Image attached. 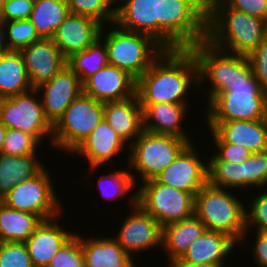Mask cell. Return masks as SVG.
Listing matches in <instances>:
<instances>
[{"label":"cell","mask_w":267,"mask_h":267,"mask_svg":"<svg viewBox=\"0 0 267 267\" xmlns=\"http://www.w3.org/2000/svg\"><path fill=\"white\" fill-rule=\"evenodd\" d=\"M114 23L150 36L165 50L207 40V16L193 0H120Z\"/></svg>","instance_id":"obj_1"},{"label":"cell","mask_w":267,"mask_h":267,"mask_svg":"<svg viewBox=\"0 0 267 267\" xmlns=\"http://www.w3.org/2000/svg\"><path fill=\"white\" fill-rule=\"evenodd\" d=\"M192 88L198 89V65L189 48L165 50L136 80L140 104L190 103Z\"/></svg>","instance_id":"obj_2"},{"label":"cell","mask_w":267,"mask_h":267,"mask_svg":"<svg viewBox=\"0 0 267 267\" xmlns=\"http://www.w3.org/2000/svg\"><path fill=\"white\" fill-rule=\"evenodd\" d=\"M267 38L266 19L219 5L207 17V41L229 53L248 56Z\"/></svg>","instance_id":"obj_3"},{"label":"cell","mask_w":267,"mask_h":267,"mask_svg":"<svg viewBox=\"0 0 267 267\" xmlns=\"http://www.w3.org/2000/svg\"><path fill=\"white\" fill-rule=\"evenodd\" d=\"M198 65V91L201 94L206 83L208 105L218 94L225 92L229 86L247 83L253 77L252 66L247 56L229 53L214 47L207 40L189 48ZM209 81V82H208ZM203 83V84H202ZM204 85V86H203ZM208 86V87H207Z\"/></svg>","instance_id":"obj_4"},{"label":"cell","mask_w":267,"mask_h":267,"mask_svg":"<svg viewBox=\"0 0 267 267\" xmlns=\"http://www.w3.org/2000/svg\"><path fill=\"white\" fill-rule=\"evenodd\" d=\"M231 191L236 192L207 183L194 197V215L206 230L225 233L240 244L246 232V204Z\"/></svg>","instance_id":"obj_5"},{"label":"cell","mask_w":267,"mask_h":267,"mask_svg":"<svg viewBox=\"0 0 267 267\" xmlns=\"http://www.w3.org/2000/svg\"><path fill=\"white\" fill-rule=\"evenodd\" d=\"M109 26H102L99 36L106 45L109 64L125 70L136 80L165 51L148 35L124 30L115 23Z\"/></svg>","instance_id":"obj_6"},{"label":"cell","mask_w":267,"mask_h":267,"mask_svg":"<svg viewBox=\"0 0 267 267\" xmlns=\"http://www.w3.org/2000/svg\"><path fill=\"white\" fill-rule=\"evenodd\" d=\"M190 144L185 138L150 133L145 130L129 146L127 163L137 186L138 181L154 179ZM132 170H135L134 173ZM136 173V174H135ZM138 183V184H137Z\"/></svg>","instance_id":"obj_7"},{"label":"cell","mask_w":267,"mask_h":267,"mask_svg":"<svg viewBox=\"0 0 267 267\" xmlns=\"http://www.w3.org/2000/svg\"><path fill=\"white\" fill-rule=\"evenodd\" d=\"M207 107V108H206ZM204 121L261 120L267 118V91L253 77L229 86L206 105Z\"/></svg>","instance_id":"obj_8"},{"label":"cell","mask_w":267,"mask_h":267,"mask_svg":"<svg viewBox=\"0 0 267 267\" xmlns=\"http://www.w3.org/2000/svg\"><path fill=\"white\" fill-rule=\"evenodd\" d=\"M103 118L104 102L82 93L53 126L52 148L72 154Z\"/></svg>","instance_id":"obj_9"},{"label":"cell","mask_w":267,"mask_h":267,"mask_svg":"<svg viewBox=\"0 0 267 267\" xmlns=\"http://www.w3.org/2000/svg\"><path fill=\"white\" fill-rule=\"evenodd\" d=\"M48 170L45 165L38 174L17 183L0 201L10 208L36 214L43 220L65 214L64 204L56 195L53 175Z\"/></svg>","instance_id":"obj_10"},{"label":"cell","mask_w":267,"mask_h":267,"mask_svg":"<svg viewBox=\"0 0 267 267\" xmlns=\"http://www.w3.org/2000/svg\"><path fill=\"white\" fill-rule=\"evenodd\" d=\"M140 183L143 184L137 187V204L161 227L194 215L191 193L163 185L155 178Z\"/></svg>","instance_id":"obj_11"},{"label":"cell","mask_w":267,"mask_h":267,"mask_svg":"<svg viewBox=\"0 0 267 267\" xmlns=\"http://www.w3.org/2000/svg\"><path fill=\"white\" fill-rule=\"evenodd\" d=\"M0 121L6 128L33 135L41 144L48 140L52 148L53 125L48 121L36 89L0 99ZM48 137V139H47Z\"/></svg>","instance_id":"obj_12"},{"label":"cell","mask_w":267,"mask_h":267,"mask_svg":"<svg viewBox=\"0 0 267 267\" xmlns=\"http://www.w3.org/2000/svg\"><path fill=\"white\" fill-rule=\"evenodd\" d=\"M129 210L128 216L119 226L116 237L114 235L123 250L134 260L135 255L161 249L162 227L160 224L138 204Z\"/></svg>","instance_id":"obj_13"},{"label":"cell","mask_w":267,"mask_h":267,"mask_svg":"<svg viewBox=\"0 0 267 267\" xmlns=\"http://www.w3.org/2000/svg\"><path fill=\"white\" fill-rule=\"evenodd\" d=\"M194 144L195 142L190 143L155 179L163 185L191 193L195 197L208 183V168L206 159H203V154Z\"/></svg>","instance_id":"obj_14"},{"label":"cell","mask_w":267,"mask_h":267,"mask_svg":"<svg viewBox=\"0 0 267 267\" xmlns=\"http://www.w3.org/2000/svg\"><path fill=\"white\" fill-rule=\"evenodd\" d=\"M48 121L54 126L66 108L83 93L78 75L67 65L37 89Z\"/></svg>","instance_id":"obj_15"},{"label":"cell","mask_w":267,"mask_h":267,"mask_svg":"<svg viewBox=\"0 0 267 267\" xmlns=\"http://www.w3.org/2000/svg\"><path fill=\"white\" fill-rule=\"evenodd\" d=\"M205 122L212 142L241 145L252 153L267 151V118Z\"/></svg>","instance_id":"obj_16"},{"label":"cell","mask_w":267,"mask_h":267,"mask_svg":"<svg viewBox=\"0 0 267 267\" xmlns=\"http://www.w3.org/2000/svg\"><path fill=\"white\" fill-rule=\"evenodd\" d=\"M129 145L114 131L103 118L89 136L72 152L77 157L87 160L89 170L97 171L105 164H113V159Z\"/></svg>","instance_id":"obj_17"},{"label":"cell","mask_w":267,"mask_h":267,"mask_svg":"<svg viewBox=\"0 0 267 267\" xmlns=\"http://www.w3.org/2000/svg\"><path fill=\"white\" fill-rule=\"evenodd\" d=\"M32 89L51 80L66 65V59L52 39L42 38L20 50Z\"/></svg>","instance_id":"obj_18"},{"label":"cell","mask_w":267,"mask_h":267,"mask_svg":"<svg viewBox=\"0 0 267 267\" xmlns=\"http://www.w3.org/2000/svg\"><path fill=\"white\" fill-rule=\"evenodd\" d=\"M83 94L104 103L126 100L136 95V79L108 64L83 83Z\"/></svg>","instance_id":"obj_19"},{"label":"cell","mask_w":267,"mask_h":267,"mask_svg":"<svg viewBox=\"0 0 267 267\" xmlns=\"http://www.w3.org/2000/svg\"><path fill=\"white\" fill-rule=\"evenodd\" d=\"M143 109V130L163 135H172L194 142L191 131L186 130L184 120L188 114L190 105L188 103H156L140 104Z\"/></svg>","instance_id":"obj_20"},{"label":"cell","mask_w":267,"mask_h":267,"mask_svg":"<svg viewBox=\"0 0 267 267\" xmlns=\"http://www.w3.org/2000/svg\"><path fill=\"white\" fill-rule=\"evenodd\" d=\"M101 28L102 25L90 17L70 13L51 39L67 59L92 45L99 38Z\"/></svg>","instance_id":"obj_21"},{"label":"cell","mask_w":267,"mask_h":267,"mask_svg":"<svg viewBox=\"0 0 267 267\" xmlns=\"http://www.w3.org/2000/svg\"><path fill=\"white\" fill-rule=\"evenodd\" d=\"M63 216L43 220L25 241L34 267H46L61 246L75 234L59 222Z\"/></svg>","instance_id":"obj_22"},{"label":"cell","mask_w":267,"mask_h":267,"mask_svg":"<svg viewBox=\"0 0 267 267\" xmlns=\"http://www.w3.org/2000/svg\"><path fill=\"white\" fill-rule=\"evenodd\" d=\"M239 244L230 236L218 231L205 230L200 237L191 243L184 254L174 261L201 264L215 263L227 267L231 253ZM229 257V259H228ZM231 265H228L230 267Z\"/></svg>","instance_id":"obj_23"},{"label":"cell","mask_w":267,"mask_h":267,"mask_svg":"<svg viewBox=\"0 0 267 267\" xmlns=\"http://www.w3.org/2000/svg\"><path fill=\"white\" fill-rule=\"evenodd\" d=\"M74 231L80 237L85 267H137L138 262L123 250L113 235L90 238Z\"/></svg>","instance_id":"obj_24"},{"label":"cell","mask_w":267,"mask_h":267,"mask_svg":"<svg viewBox=\"0 0 267 267\" xmlns=\"http://www.w3.org/2000/svg\"><path fill=\"white\" fill-rule=\"evenodd\" d=\"M104 119L130 146L143 131V109L137 95L104 103Z\"/></svg>","instance_id":"obj_25"},{"label":"cell","mask_w":267,"mask_h":267,"mask_svg":"<svg viewBox=\"0 0 267 267\" xmlns=\"http://www.w3.org/2000/svg\"><path fill=\"white\" fill-rule=\"evenodd\" d=\"M205 230V225L195 215L162 227L161 249L166 252L167 264L179 259Z\"/></svg>","instance_id":"obj_26"},{"label":"cell","mask_w":267,"mask_h":267,"mask_svg":"<svg viewBox=\"0 0 267 267\" xmlns=\"http://www.w3.org/2000/svg\"><path fill=\"white\" fill-rule=\"evenodd\" d=\"M40 157L37 154L25 156L0 154V200L17 183L30 179L45 167Z\"/></svg>","instance_id":"obj_27"},{"label":"cell","mask_w":267,"mask_h":267,"mask_svg":"<svg viewBox=\"0 0 267 267\" xmlns=\"http://www.w3.org/2000/svg\"><path fill=\"white\" fill-rule=\"evenodd\" d=\"M31 89L20 51L6 50L0 56V99L22 94Z\"/></svg>","instance_id":"obj_28"},{"label":"cell","mask_w":267,"mask_h":267,"mask_svg":"<svg viewBox=\"0 0 267 267\" xmlns=\"http://www.w3.org/2000/svg\"><path fill=\"white\" fill-rule=\"evenodd\" d=\"M43 219L6 206L0 201V242H25Z\"/></svg>","instance_id":"obj_29"},{"label":"cell","mask_w":267,"mask_h":267,"mask_svg":"<svg viewBox=\"0 0 267 267\" xmlns=\"http://www.w3.org/2000/svg\"><path fill=\"white\" fill-rule=\"evenodd\" d=\"M70 13L66 0H35L29 20L41 38L51 39Z\"/></svg>","instance_id":"obj_30"},{"label":"cell","mask_w":267,"mask_h":267,"mask_svg":"<svg viewBox=\"0 0 267 267\" xmlns=\"http://www.w3.org/2000/svg\"><path fill=\"white\" fill-rule=\"evenodd\" d=\"M123 169V170H122ZM122 169H115L112 173L102 174L99 176L97 182V189L101 193V197L106 199V201H123L125 196L129 208H132L137 204V185L133 179V175L131 174L130 169L127 167ZM129 169V170H127ZM135 189V192H133ZM132 191V192H131ZM133 193L131 195V193ZM118 199V200H117Z\"/></svg>","instance_id":"obj_31"},{"label":"cell","mask_w":267,"mask_h":267,"mask_svg":"<svg viewBox=\"0 0 267 267\" xmlns=\"http://www.w3.org/2000/svg\"><path fill=\"white\" fill-rule=\"evenodd\" d=\"M108 64V51L100 38L85 50L66 59V65L78 75L82 84Z\"/></svg>","instance_id":"obj_32"},{"label":"cell","mask_w":267,"mask_h":267,"mask_svg":"<svg viewBox=\"0 0 267 267\" xmlns=\"http://www.w3.org/2000/svg\"><path fill=\"white\" fill-rule=\"evenodd\" d=\"M207 168L208 184L214 187L238 190V193L244 192L241 163H227L211 153L207 159Z\"/></svg>","instance_id":"obj_33"},{"label":"cell","mask_w":267,"mask_h":267,"mask_svg":"<svg viewBox=\"0 0 267 267\" xmlns=\"http://www.w3.org/2000/svg\"><path fill=\"white\" fill-rule=\"evenodd\" d=\"M6 50L20 51L42 38L29 19L2 22Z\"/></svg>","instance_id":"obj_34"},{"label":"cell","mask_w":267,"mask_h":267,"mask_svg":"<svg viewBox=\"0 0 267 267\" xmlns=\"http://www.w3.org/2000/svg\"><path fill=\"white\" fill-rule=\"evenodd\" d=\"M70 12L90 17L102 26L114 23L115 6L110 0H66Z\"/></svg>","instance_id":"obj_35"},{"label":"cell","mask_w":267,"mask_h":267,"mask_svg":"<svg viewBox=\"0 0 267 267\" xmlns=\"http://www.w3.org/2000/svg\"><path fill=\"white\" fill-rule=\"evenodd\" d=\"M254 192L255 196L252 195V198L250 197L251 200L248 199L246 203V205L248 204V207H245L246 232L239 244V248H242L246 244L249 245L246 239L249 236V232L252 231L251 229L253 231H267V188L265 190L263 188L261 190L259 189L258 194L256 191Z\"/></svg>","instance_id":"obj_36"},{"label":"cell","mask_w":267,"mask_h":267,"mask_svg":"<svg viewBox=\"0 0 267 267\" xmlns=\"http://www.w3.org/2000/svg\"><path fill=\"white\" fill-rule=\"evenodd\" d=\"M243 189L267 188V151L255 152L241 163ZM258 188V189H257Z\"/></svg>","instance_id":"obj_37"},{"label":"cell","mask_w":267,"mask_h":267,"mask_svg":"<svg viewBox=\"0 0 267 267\" xmlns=\"http://www.w3.org/2000/svg\"><path fill=\"white\" fill-rule=\"evenodd\" d=\"M42 144L31 134L7 128L0 154L12 156H25L39 153ZM38 151V152H37Z\"/></svg>","instance_id":"obj_38"},{"label":"cell","mask_w":267,"mask_h":267,"mask_svg":"<svg viewBox=\"0 0 267 267\" xmlns=\"http://www.w3.org/2000/svg\"><path fill=\"white\" fill-rule=\"evenodd\" d=\"M46 267H85L80 237L75 233L61 246Z\"/></svg>","instance_id":"obj_39"},{"label":"cell","mask_w":267,"mask_h":267,"mask_svg":"<svg viewBox=\"0 0 267 267\" xmlns=\"http://www.w3.org/2000/svg\"><path fill=\"white\" fill-rule=\"evenodd\" d=\"M0 267H34L25 242H0Z\"/></svg>","instance_id":"obj_40"},{"label":"cell","mask_w":267,"mask_h":267,"mask_svg":"<svg viewBox=\"0 0 267 267\" xmlns=\"http://www.w3.org/2000/svg\"><path fill=\"white\" fill-rule=\"evenodd\" d=\"M212 145H214V152L212 149V153L219 160L227 163H242L252 154L246 147L237 144L213 142Z\"/></svg>","instance_id":"obj_41"},{"label":"cell","mask_w":267,"mask_h":267,"mask_svg":"<svg viewBox=\"0 0 267 267\" xmlns=\"http://www.w3.org/2000/svg\"><path fill=\"white\" fill-rule=\"evenodd\" d=\"M247 57L251 63L254 77L261 87L267 91V38Z\"/></svg>","instance_id":"obj_42"},{"label":"cell","mask_w":267,"mask_h":267,"mask_svg":"<svg viewBox=\"0 0 267 267\" xmlns=\"http://www.w3.org/2000/svg\"><path fill=\"white\" fill-rule=\"evenodd\" d=\"M35 0H7L0 13V21L29 19Z\"/></svg>","instance_id":"obj_43"},{"label":"cell","mask_w":267,"mask_h":267,"mask_svg":"<svg viewBox=\"0 0 267 267\" xmlns=\"http://www.w3.org/2000/svg\"><path fill=\"white\" fill-rule=\"evenodd\" d=\"M226 3L235 10L267 19V0H227Z\"/></svg>","instance_id":"obj_44"},{"label":"cell","mask_w":267,"mask_h":267,"mask_svg":"<svg viewBox=\"0 0 267 267\" xmlns=\"http://www.w3.org/2000/svg\"><path fill=\"white\" fill-rule=\"evenodd\" d=\"M254 233L255 238L252 239L254 243L248 250L252 252V258L257 267H267V231H255Z\"/></svg>","instance_id":"obj_45"},{"label":"cell","mask_w":267,"mask_h":267,"mask_svg":"<svg viewBox=\"0 0 267 267\" xmlns=\"http://www.w3.org/2000/svg\"><path fill=\"white\" fill-rule=\"evenodd\" d=\"M196 5L206 14L208 17L219 5L227 2V0H193Z\"/></svg>","instance_id":"obj_46"},{"label":"cell","mask_w":267,"mask_h":267,"mask_svg":"<svg viewBox=\"0 0 267 267\" xmlns=\"http://www.w3.org/2000/svg\"><path fill=\"white\" fill-rule=\"evenodd\" d=\"M167 267H222L220 264L215 263H201V264H192V263H185L183 261H172L168 264Z\"/></svg>","instance_id":"obj_47"},{"label":"cell","mask_w":267,"mask_h":267,"mask_svg":"<svg viewBox=\"0 0 267 267\" xmlns=\"http://www.w3.org/2000/svg\"><path fill=\"white\" fill-rule=\"evenodd\" d=\"M6 51L3 23L0 21V56Z\"/></svg>","instance_id":"obj_48"},{"label":"cell","mask_w":267,"mask_h":267,"mask_svg":"<svg viewBox=\"0 0 267 267\" xmlns=\"http://www.w3.org/2000/svg\"><path fill=\"white\" fill-rule=\"evenodd\" d=\"M7 132L6 126L0 121V152L2 150L3 141Z\"/></svg>","instance_id":"obj_49"},{"label":"cell","mask_w":267,"mask_h":267,"mask_svg":"<svg viewBox=\"0 0 267 267\" xmlns=\"http://www.w3.org/2000/svg\"><path fill=\"white\" fill-rule=\"evenodd\" d=\"M7 0H0V13L3 9V6H4V3L6 2Z\"/></svg>","instance_id":"obj_50"},{"label":"cell","mask_w":267,"mask_h":267,"mask_svg":"<svg viewBox=\"0 0 267 267\" xmlns=\"http://www.w3.org/2000/svg\"><path fill=\"white\" fill-rule=\"evenodd\" d=\"M110 1L115 6L120 0H110Z\"/></svg>","instance_id":"obj_51"}]
</instances>
